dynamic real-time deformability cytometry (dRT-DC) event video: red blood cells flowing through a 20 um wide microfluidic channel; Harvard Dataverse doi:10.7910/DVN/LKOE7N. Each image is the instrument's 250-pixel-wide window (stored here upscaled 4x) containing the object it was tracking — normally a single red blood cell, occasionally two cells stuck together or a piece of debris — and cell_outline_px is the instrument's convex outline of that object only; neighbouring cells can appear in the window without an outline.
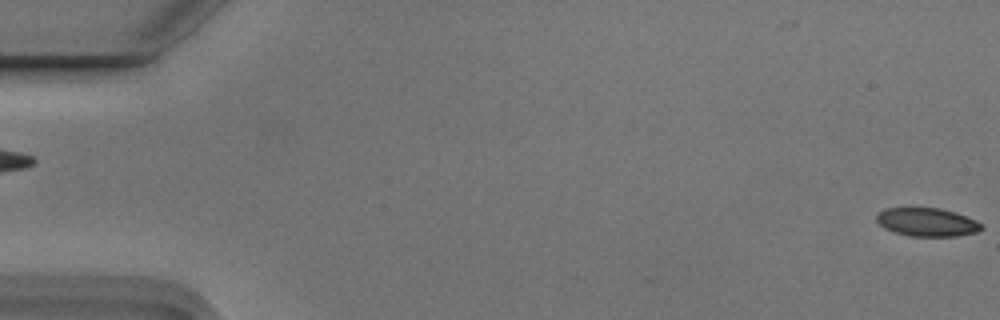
{"species": "Egyptian fruit bat (a non-hibernating species)", "species_latin": "Rousettus aegyptiacus", "temperature_condition": "cold", "stored_images_in_passage": 6, "segment_of_instrument_passage": [2, 2], "camera_frame_rate_fps": 3000, "um_per_image_px": 0.085, "animal": {"sex": "male"}, "frame": {"image": 1, "passage_image": 6, "time_ms": 1.667, "image_size_px": [1000, 320], "cell_outline_px": [[984, 228], [976, 232], [956, 236], [908, 236], [892, 232], [884, 228], [876, 220], [876, 212], [884, 208], [940, 208], [956, 212], [976, 220]], "centroid_in_image_um": [78.76, 18.88], "position_along_channel_um": 6.2, "area_um2": 17.51}}